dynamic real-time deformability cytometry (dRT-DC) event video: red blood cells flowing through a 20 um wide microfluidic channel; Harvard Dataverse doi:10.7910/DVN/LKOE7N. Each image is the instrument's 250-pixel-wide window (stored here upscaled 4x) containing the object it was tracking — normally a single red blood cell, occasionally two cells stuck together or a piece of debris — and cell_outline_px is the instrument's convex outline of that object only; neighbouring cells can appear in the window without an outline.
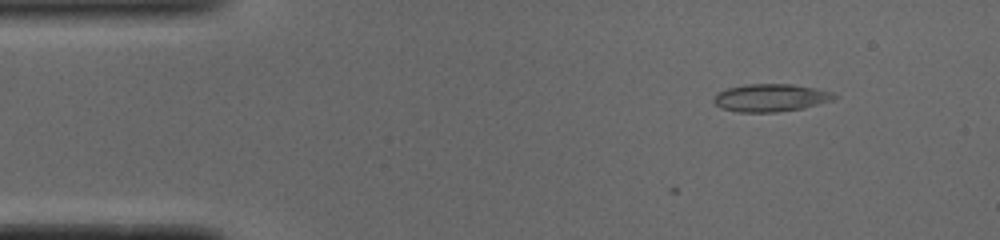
{"species": "common noctule bat (a hibernating species)", "species_latin": "Nyctalus noctula", "temperature_condition": "cold", "stored_images_in_passage": 4, "camera_frame_rate_fps": 3000, "um_per_image_px": 0.085, "animal": {"sex": "male", "body_mass_g": 19.0, "forearm_length_mm": 50.8}, "frame": {"image": 1, "passage_image": 1, "time_ms": 0.0, "image_size_px": [1000, 240], "cell_outline_px": [[836, 96], [832, 100], [804, 108], [776, 112], [736, 112], [720, 108], [712, 100], [716, 92], [728, 88], [744, 84], [792, 84], [816, 88], [832, 92]], "centroid_in_image_um": [65.46, 8.31], "position_along_channel_um": 19.5, "area_um2": 19.54}}